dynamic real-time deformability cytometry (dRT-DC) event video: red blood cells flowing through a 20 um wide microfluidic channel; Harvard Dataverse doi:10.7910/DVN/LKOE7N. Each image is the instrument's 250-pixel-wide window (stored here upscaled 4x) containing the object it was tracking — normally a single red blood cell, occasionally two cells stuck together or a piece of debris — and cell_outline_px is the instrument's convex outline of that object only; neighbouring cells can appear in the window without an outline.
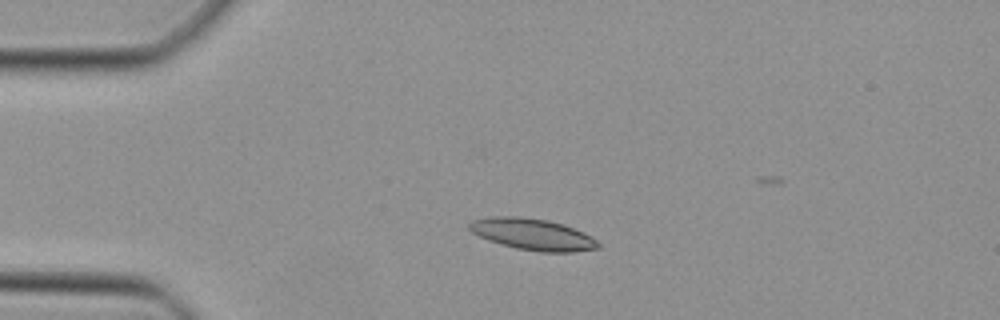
{"species": "Egyptian fruit bat (a non-hibernating species)", "species_latin": "Rousettus aegyptiacus", "temperature_condition": "cold", "stored_images_in_passage": 17, "camera_frame_rate_fps": 3000, "um_per_image_px": 0.085, "animal": {"sex": "female"}, "frame": {"image": 1, "passage_image": 10, "time_ms": 3.0, "image_size_px": [1000, 320], "cell_outline_px": [[600, 248], [572, 252], [540, 252], [516, 248], [500, 244], [488, 240], [472, 232], [468, 228], [468, 224], [472, 220], [492, 216], [516, 216], [548, 220], [564, 224], [584, 232], [596, 240], [600, 244]], "centroid_in_image_um": [45.28, 19.91], "position_along_channel_um": 39.7, "area_um2": 23.7}}
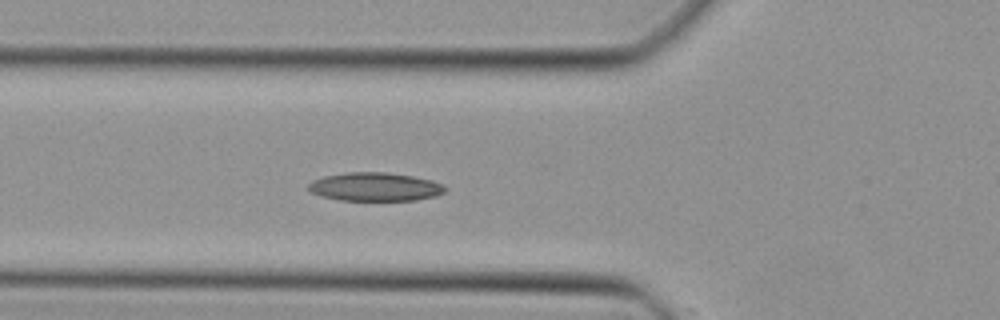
{"frame": {"image": 2, "passage_image": 16, "time_ms": 5.0, "image_size_px": [1000, 320], "cell_outline_px": [[448, 188], [444, 192], [436, 196], [416, 200], [340, 200], [320, 196], [312, 192], [308, 188], [308, 184], [312, 180], [324, 176], [348, 172], [384, 172], [412, 176], [432, 180], [444, 184]], "centroid_in_image_um": [31.9, 15.88], "position_along_channel_um": 93.9, "area_um2": 22.77}}